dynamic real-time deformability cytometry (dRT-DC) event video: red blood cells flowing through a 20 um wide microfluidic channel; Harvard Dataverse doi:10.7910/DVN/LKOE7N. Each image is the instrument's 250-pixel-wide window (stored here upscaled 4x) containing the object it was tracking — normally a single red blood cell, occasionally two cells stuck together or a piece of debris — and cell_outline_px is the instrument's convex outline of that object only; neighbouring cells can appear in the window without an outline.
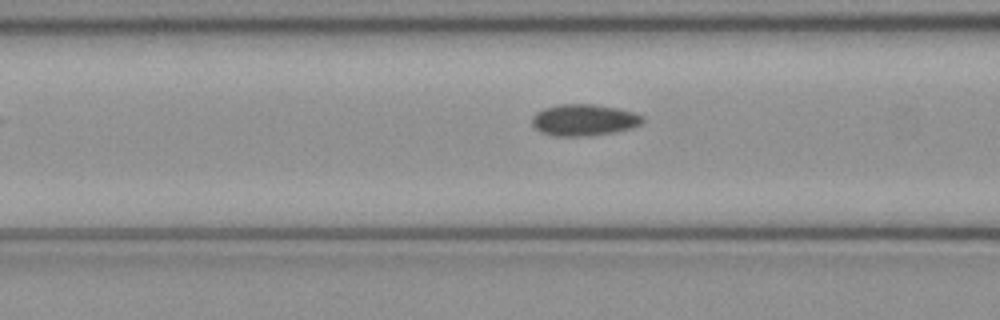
{"species": "common noctule bat (a hibernating species)", "species_latin": "Nyctalus noctula", "temperature_condition": "cold", "stored_images_in_passage": 8, "camera_frame_rate_fps": 3000, "um_per_image_px": 0.085, "animal": {"sex": "female", "body_mass_g": 21.9}, "frame": {"image": 1, "passage_image": 6, "time_ms": 1.667, "image_size_px": [1000, 320], "cell_outline_px": [[644, 120], [640, 124], [632, 128], [616, 132], [588, 136], [552, 136], [540, 132], [532, 124], [532, 116], [536, 112], [544, 108], [560, 104], [592, 104], [616, 108], [636, 112], [644, 116]], "centroid_in_image_um": [49.65, 10.2], "position_along_channel_um": 117.0, "area_um2": 20.52}}